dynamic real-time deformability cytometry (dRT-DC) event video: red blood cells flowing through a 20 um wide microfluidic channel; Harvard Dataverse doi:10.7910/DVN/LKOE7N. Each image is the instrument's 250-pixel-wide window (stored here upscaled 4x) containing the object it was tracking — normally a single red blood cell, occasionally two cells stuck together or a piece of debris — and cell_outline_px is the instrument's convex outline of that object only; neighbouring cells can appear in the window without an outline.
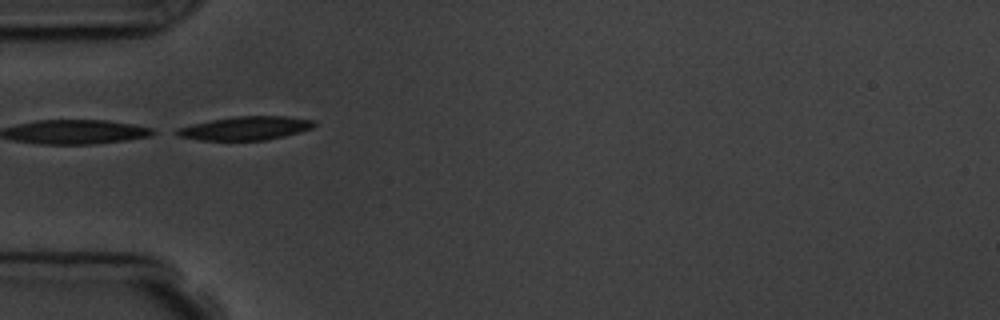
{"species": "common noctule bat (a hibernating species)", "species_latin": "Nyctalus noctula", "temperature_condition": "room temperature", "stored_images_in_passage": 3, "camera_frame_rate_fps": 3000, "um_per_image_px": 0.085, "animal": {"sex": "male", "body_mass_g": 19.5, "forearm_length_mm": 54.6}, "frame": {"image": 1, "passage_image": 2, "time_ms": 1.0, "image_size_px": [1000, 320], "cell_outline_px": [[316, 124], [312, 128], [300, 132], [284, 136], [264, 140], [200, 140], [176, 136], [168, 132], [176, 128], [192, 124], [212, 120], [236, 116], [288, 116], [316, 120]], "centroid_in_image_um": [20.82, 10.9], "position_along_channel_um": 64.2, "area_um2": 19.13}}